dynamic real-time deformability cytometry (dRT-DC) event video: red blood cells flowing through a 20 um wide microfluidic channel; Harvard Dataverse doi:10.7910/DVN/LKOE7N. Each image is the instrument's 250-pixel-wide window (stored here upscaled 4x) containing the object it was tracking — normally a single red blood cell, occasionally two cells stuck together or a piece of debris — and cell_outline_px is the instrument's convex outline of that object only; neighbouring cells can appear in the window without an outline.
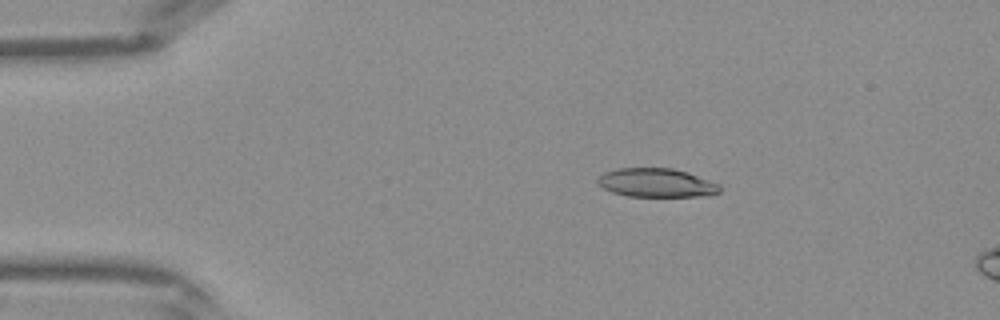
{"species": "Egyptian fruit bat (a non-hibernating species)", "species_latin": "Rousettus aegyptiacus", "temperature_condition": "warm", "stored_images_in_passage": 35, "camera_frame_rate_fps": 3000, "um_per_image_px": 0.085, "frame": {"image": 1, "passage_image": 1, "time_ms": 0.0, "image_size_px": [1000, 320], "cell_outline_px": [[720, 192], [700, 196], [628, 196], [612, 192], [596, 184], [596, 180], [604, 172], [616, 168], [672, 168], [720, 184]], "centroid_in_image_um": [55.73, 15.53], "position_along_channel_um": 29.3, "area_um2": 20.23}}
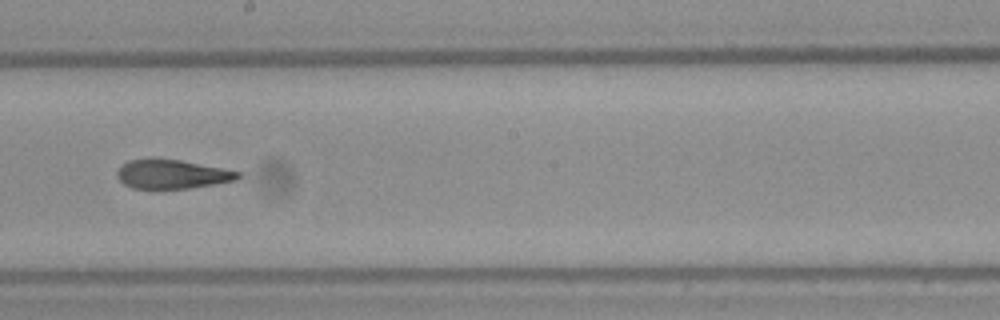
{"frame": {"image": 2, "passage_image": 17, "time_ms": 5.333, "image_size_px": [1000, 320], "cell_outline_px": [[244, 172], [236, 180], [188, 188], [132, 188], [124, 184], [116, 176], [116, 172], [128, 160], [152, 156], [180, 160]], "centroid_in_image_um": [14.6, 14.77], "position_along_channel_um": 233.6, "area_um2": 20.69}}
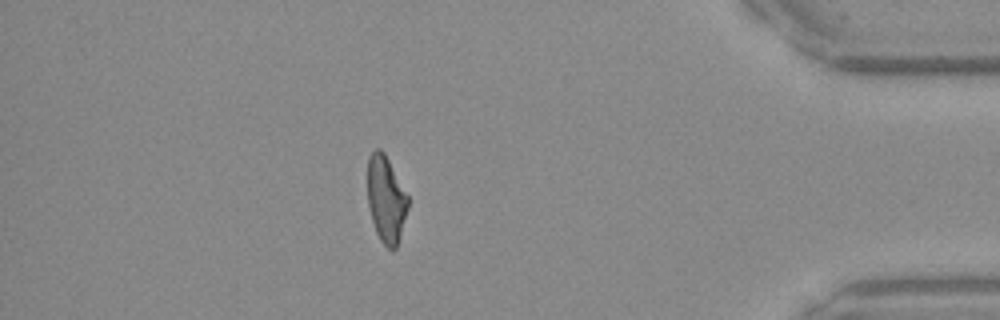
{"frame": {"image": 3, "passage_image": 30, "time_ms": 9.667, "image_size_px": [1000, 320], "cell_outline_px": [[408, 208], [400, 236], [396, 248], [392, 252], [380, 240], [376, 232], [372, 220], [368, 204], [368, 156], [376, 148], [380, 148], [384, 152], [408, 196]], "centroid_in_image_um": [32.81, 16.94], "position_along_channel_um": 402.4, "area_um2": 20.29}}